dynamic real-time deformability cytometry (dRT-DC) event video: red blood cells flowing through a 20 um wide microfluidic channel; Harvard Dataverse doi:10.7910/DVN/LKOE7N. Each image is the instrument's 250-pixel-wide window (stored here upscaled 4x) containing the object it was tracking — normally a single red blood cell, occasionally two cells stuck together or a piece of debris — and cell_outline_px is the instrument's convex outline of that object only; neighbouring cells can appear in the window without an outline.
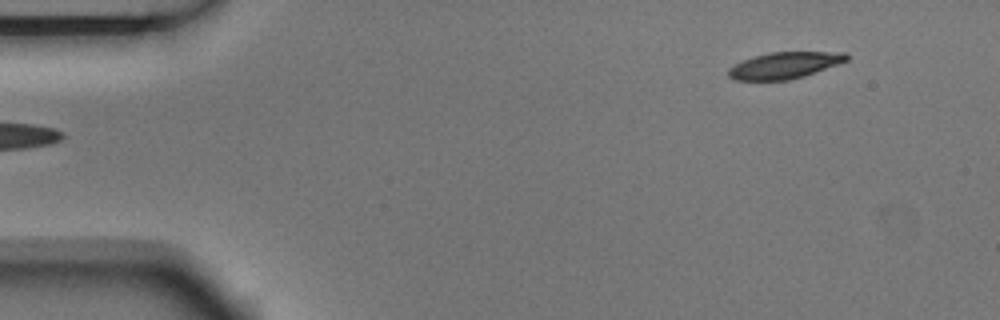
{"species": "Egyptian fruit bat (a non-hibernating species)", "species_latin": "Rousettus aegyptiacus", "temperature_condition": "room temperature", "stored_images_in_passage": 4, "segment_of_instrument_passage": [2, 2], "camera_frame_rate_fps": 3000, "um_per_image_px": 0.085, "animal": {"sex": "male"}, "frame": {"image": 1, "passage_image": 4, "time_ms": 1.0, "image_size_px": [1000, 320], "cell_outline_px": [[848, 60], [804, 76], [788, 80], [736, 80], [728, 76], [728, 68], [744, 60], [756, 56], [772, 52], [848, 52]], "centroid_in_image_um": [66.7, 5.55], "position_along_channel_um": 18.3, "area_um2": 17.98}}